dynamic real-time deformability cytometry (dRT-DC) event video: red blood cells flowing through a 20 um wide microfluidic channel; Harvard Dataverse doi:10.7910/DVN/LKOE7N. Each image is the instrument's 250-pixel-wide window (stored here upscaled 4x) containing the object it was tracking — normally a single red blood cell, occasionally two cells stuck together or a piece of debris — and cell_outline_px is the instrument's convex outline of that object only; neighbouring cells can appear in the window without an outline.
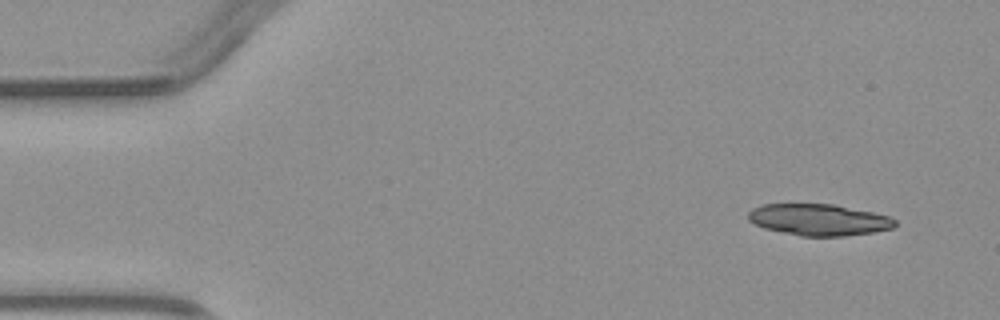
{"species": "common noctule bat (a hibernating species)", "species_latin": "Nyctalus noctula", "temperature_condition": "warm", "stored_images_in_passage": 3, "camera_frame_rate_fps": 3000, "um_per_image_px": 0.085, "animal": {"sex": "male", "body_mass_g": 23.1, "forearm_length_mm": 52.7}, "frame": {"image": 1, "passage_image": 1, "time_ms": 0.0, "image_size_px": [1000, 320], "cell_outline_px": [[896, 224], [892, 228], [872, 232], [844, 236], [800, 236], [764, 228], [748, 220], [748, 212], [752, 208], [760, 204], [832, 204], [872, 212], [888, 216], [896, 220]], "centroid_in_image_um": [69.57, 18.67], "position_along_channel_um": 15.4, "area_um2": 26.82}}